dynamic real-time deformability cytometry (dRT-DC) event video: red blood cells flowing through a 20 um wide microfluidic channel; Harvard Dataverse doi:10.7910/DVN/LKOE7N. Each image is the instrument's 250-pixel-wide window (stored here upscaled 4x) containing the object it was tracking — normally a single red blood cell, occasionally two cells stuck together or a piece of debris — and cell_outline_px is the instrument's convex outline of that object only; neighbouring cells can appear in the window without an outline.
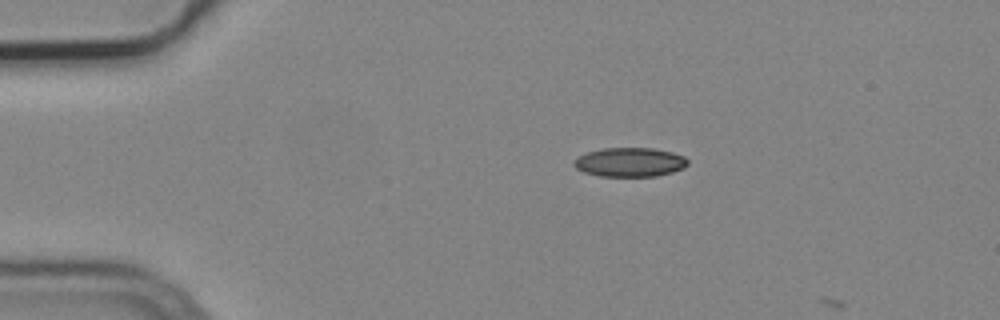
{"species": "common noctule bat (a hibernating species)", "species_latin": "Nyctalus noctula", "temperature_condition": "cold", "stored_images_in_passage": 3, "camera_frame_rate_fps": 3000, "um_per_image_px": 0.085, "animal": {"sex": "male", "body_mass_g": 19.2, "forearm_length_mm": 51.8}, "frame": {"image": 1, "passage_image": 2, "time_ms": 0.333, "image_size_px": [1000, 320], "cell_outline_px": [[688, 164], [684, 168], [672, 172], [656, 176], [600, 176], [584, 172], [576, 168], [572, 164], [580, 156], [588, 152], [604, 148], [652, 148], [672, 152], [684, 156], [688, 160]], "centroid_in_image_um": [53.57, 13.79], "position_along_channel_um": 31.4, "area_um2": 19.19}}